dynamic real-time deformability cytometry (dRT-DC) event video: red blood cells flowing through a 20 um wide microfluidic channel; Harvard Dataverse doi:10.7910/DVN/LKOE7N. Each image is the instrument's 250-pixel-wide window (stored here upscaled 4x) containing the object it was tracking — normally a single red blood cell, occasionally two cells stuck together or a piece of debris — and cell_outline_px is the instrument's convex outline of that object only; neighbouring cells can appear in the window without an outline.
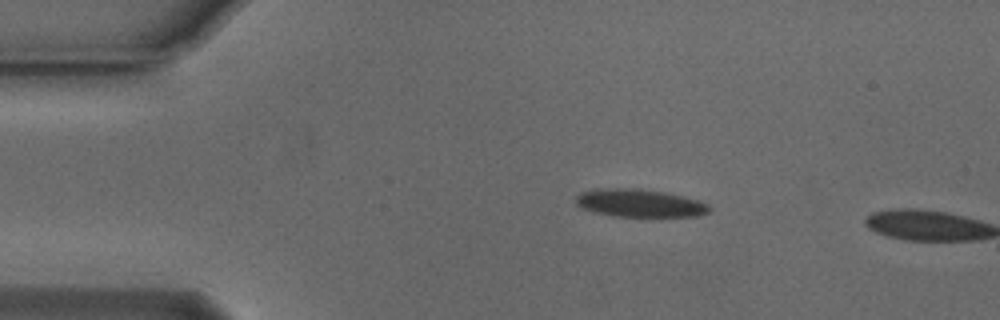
{"species": "Egyptian fruit bat (a non-hibernating species)", "species_latin": "Rousettus aegyptiacus", "temperature_condition": "cold", "stored_images_in_passage": 2, "camera_frame_rate_fps": 3000, "um_per_image_px": 0.085, "animal": {"sex": "male"}, "frame": {"image": 1, "passage_image": 1, "time_ms": 0.0, "image_size_px": [1000, 320], "cell_outline_px": [[712, 208], [708, 212], [696, 216], [616, 216], [592, 212], [580, 208], [576, 204], [576, 196], [580, 192], [596, 188], [640, 188], [664, 192], [684, 196], [700, 200], [708, 204]], "centroid_in_image_um": [54.34, 17.25], "position_along_channel_um": 30.7, "area_um2": 21.91}}